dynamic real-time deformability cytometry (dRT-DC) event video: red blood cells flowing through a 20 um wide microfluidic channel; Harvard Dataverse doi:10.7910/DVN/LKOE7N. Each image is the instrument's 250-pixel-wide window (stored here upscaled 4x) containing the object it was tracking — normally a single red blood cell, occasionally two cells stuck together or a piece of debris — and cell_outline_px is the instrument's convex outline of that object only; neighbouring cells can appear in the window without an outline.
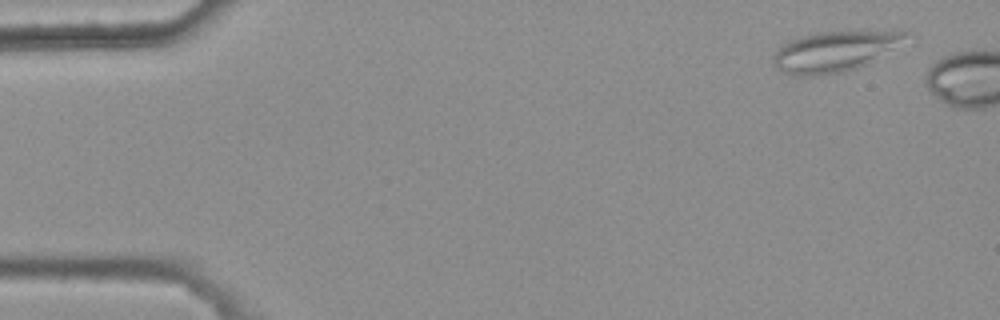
{"species": "common noctule bat (a hibernating species)", "species_latin": "Nyctalus noctula", "temperature_condition": "warm", "stored_images_in_passage": 3, "camera_frame_rate_fps": 3000, "um_per_image_px": 0.085, "animal": {"sex": "female", "body_mass_g": 25.1}, "frame": {"image": 1, "passage_image": 1, "time_ms": 0.0, "image_size_px": [1000, 320], "cell_outline_px": [[908, 32], [892, 48], [868, 64], [844, 72], [816, 76], [796, 76], [780, 72], [772, 64], [772, 56], [776, 48], [800, 36], [816, 32], [896, 28], [900, 28]], "centroid_in_image_um": [70.9, 4.34], "position_along_channel_um": 14.1, "area_um2": 31.96}}